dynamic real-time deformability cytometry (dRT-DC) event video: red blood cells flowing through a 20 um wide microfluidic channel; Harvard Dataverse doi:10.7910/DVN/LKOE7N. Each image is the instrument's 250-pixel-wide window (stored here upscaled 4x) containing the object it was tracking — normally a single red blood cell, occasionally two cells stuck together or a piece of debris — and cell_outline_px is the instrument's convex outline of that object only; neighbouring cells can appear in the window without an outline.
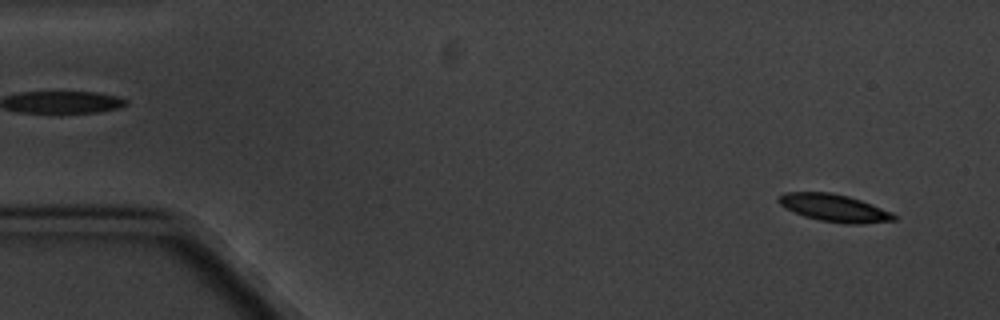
{"species": "common noctule bat (a hibernating species)", "species_latin": "Nyctalus noctula", "temperature_condition": "cold", "stored_images_in_passage": 5, "segment_of_instrument_passage": [2, 2], "camera_frame_rate_fps": 3000, "um_per_image_px": 0.085, "animal": {"sex": "male", "body_mass_g": 20.1, "forearm_length_mm": 53.5}, "frame": {"image": 1, "passage_image": 5, "time_ms": 6.333, "image_size_px": [1000, 320], "cell_outline_px": [[896, 220], [860, 224], [844, 224], [820, 220], [804, 216], [792, 212], [784, 208], [776, 200], [784, 192], [828, 192], [848, 196], [872, 204], [892, 212], [896, 216]], "centroid_in_image_um": [70.89, 17.68], "position_along_channel_um": 14.1, "area_um2": 18.5}}